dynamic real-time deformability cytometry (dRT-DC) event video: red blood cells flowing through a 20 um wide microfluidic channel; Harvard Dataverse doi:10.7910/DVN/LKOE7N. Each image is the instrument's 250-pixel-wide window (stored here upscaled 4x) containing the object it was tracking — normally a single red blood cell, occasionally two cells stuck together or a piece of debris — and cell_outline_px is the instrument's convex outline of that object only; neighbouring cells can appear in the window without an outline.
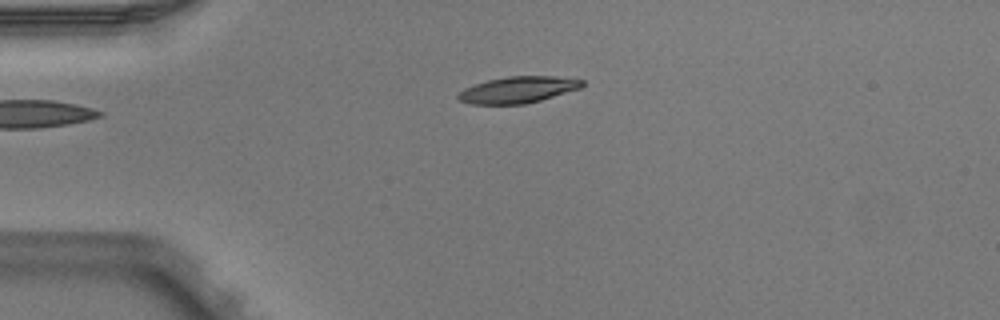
{"species": "Egyptian fruit bat (a non-hibernating species)", "species_latin": "Rousettus aegyptiacus", "temperature_condition": "warm", "stored_images_in_passage": 5, "camera_frame_rate_fps": 3000, "um_per_image_px": 0.085, "animal": {"sex": "male"}, "frame": {"image": 1, "passage_image": 5, "time_ms": 1.333, "image_size_px": [1000, 320], "cell_outline_px": [[584, 84], [580, 88], [540, 100], [524, 104], [472, 104], [460, 100], [456, 96], [464, 88], [488, 80], [508, 76], [556, 76], [584, 80]], "centroid_in_image_um": [44.03, 7.62], "position_along_channel_um": 41.0, "area_um2": 18.9}}